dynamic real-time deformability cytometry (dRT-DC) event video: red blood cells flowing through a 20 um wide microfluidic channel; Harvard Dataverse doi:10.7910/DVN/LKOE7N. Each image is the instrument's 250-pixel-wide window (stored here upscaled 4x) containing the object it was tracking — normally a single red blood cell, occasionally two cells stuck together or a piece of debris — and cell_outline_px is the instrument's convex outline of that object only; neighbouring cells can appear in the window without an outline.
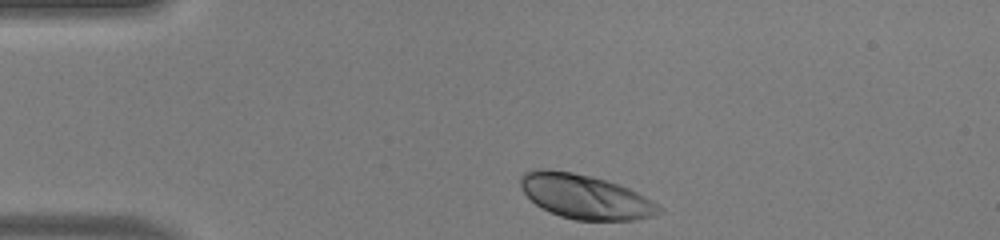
{"species": "human", "species_latin": "Homo sapiens", "temperature_condition": "warm", "stored_images_in_passage": 32, "camera_frame_rate_fps": 3000, "um_per_image_px": 0.085, "donor": {"sex": "male"}, "frame": {"image": 1, "passage_image": 1, "time_ms": 0.0, "image_size_px": [1000, 240], "cell_outline_px": [[664, 212], [652, 216], [636, 220], [576, 220], [560, 216], [548, 212], [540, 208], [524, 192], [520, 184], [520, 176], [524, 172], [536, 168], [544, 168], [572, 172], [592, 176], [628, 188], [644, 196], [664, 208]], "centroid_in_image_um": [49.73, 16.72], "position_along_channel_um": 35.3, "area_um2": 35.84}}
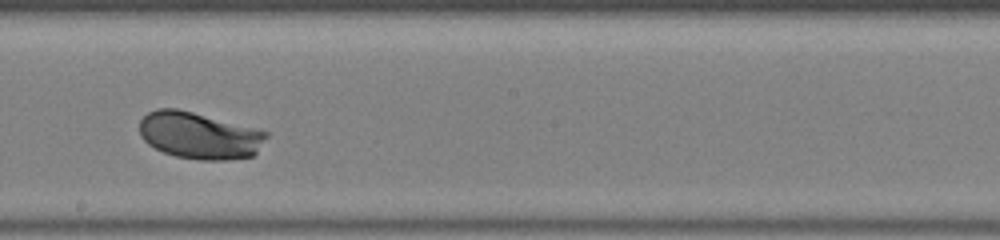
{"frame": {"image": 2, "passage_image": 19, "time_ms": 6.0, "image_size_px": [1000, 240], "cell_outline_px": [[268, 136], [256, 152], [252, 156], [228, 160], [200, 160], [176, 156], [164, 152], [148, 144], [140, 136], [140, 120], [148, 112], [156, 108], [176, 108], [256, 128], [268, 132]], "centroid_in_image_um": [16.93, 11.51], "position_along_channel_um": 231.3, "area_um2": 34.51}}
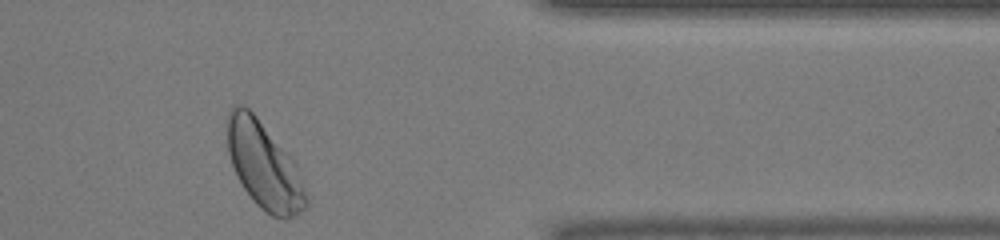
{"frame": {"image": 3, "passage_image": 32, "time_ms": 10.333, "image_size_px": [1000, 240], "cell_outline_px": [[308, 204], [304, 208], [288, 220], [284, 220], [272, 216], [256, 204], [244, 188], [232, 164], [228, 152], [228, 112], [232, 104], [244, 104], [256, 116], [292, 156], [296, 164], [308, 200]], "centroid_in_image_um": [22.45, 14.05], "position_along_channel_um": 388.9, "area_um2": 39.59}, "authors_computed_cell_mechanics": {"area_um2": 34.7089, "velocity_mm_per_s": 4.0523, "shape_relaxation_time_tau1_ms": 1.4484, "shape_relaxation_time_tau2_ms": null, "deformation_change_tau1": 0.1238, "deformation_change_tau2": null}}